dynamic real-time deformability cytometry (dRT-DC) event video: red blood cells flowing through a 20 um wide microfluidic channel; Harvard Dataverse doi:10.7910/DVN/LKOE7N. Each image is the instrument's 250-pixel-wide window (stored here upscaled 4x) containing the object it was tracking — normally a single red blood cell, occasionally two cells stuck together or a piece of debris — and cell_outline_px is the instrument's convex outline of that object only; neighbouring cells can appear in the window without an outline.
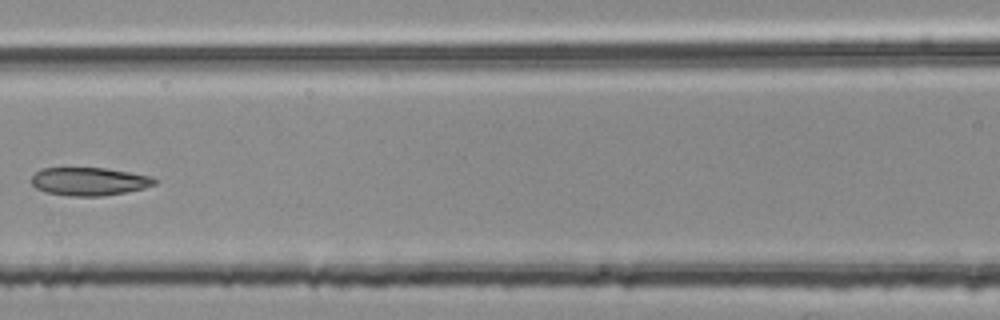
{"species": "common noctule bat (a hibernating species)", "species_latin": "Nyctalus noctula", "temperature_condition": "room temperature", "stored_images_in_passage": 5, "camera_frame_rate_fps": 3000, "um_per_image_px": 0.085, "animal": {"sex": "female", "body_mass_g": 25.1}, "frame": {"image": 1, "passage_image": 5, "time_ms": 1.333, "image_size_px": [1000, 320], "cell_outline_px": [[156, 184], [144, 188], [124, 192], [100, 196], [68, 196], [48, 192], [36, 188], [32, 184], [32, 176], [40, 168], [104, 168], [152, 176], [156, 180]], "centroid_in_image_um": [7.57, 15.42], "position_along_channel_um": 159.0, "area_um2": 20.0}}